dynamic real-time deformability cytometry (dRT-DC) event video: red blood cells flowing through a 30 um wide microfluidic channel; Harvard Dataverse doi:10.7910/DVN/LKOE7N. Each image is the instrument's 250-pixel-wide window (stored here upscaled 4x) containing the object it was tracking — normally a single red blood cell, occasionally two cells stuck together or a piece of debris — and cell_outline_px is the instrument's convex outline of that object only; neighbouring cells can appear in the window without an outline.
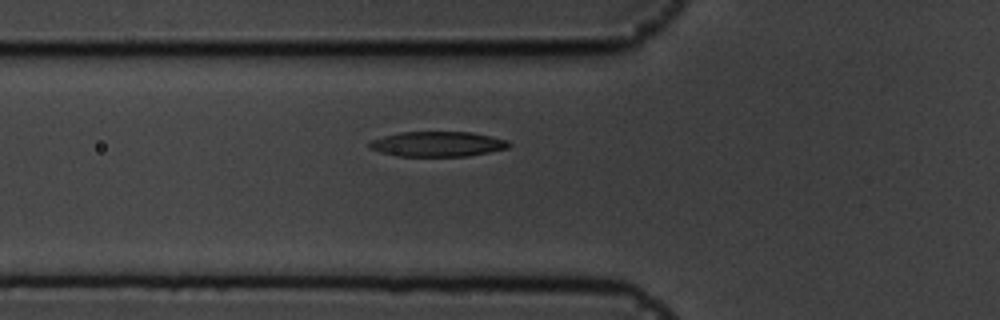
{"species": "common noctule bat (a hibernating species)", "species_latin": "Nyctalus noctula", "temperature_condition": "cold", "stored_images_in_passage": 38, "camera_frame_rate_fps": 3000, "um_per_image_px": 0.085, "animal": {"sex": "male", "body_mass_g": 19.5, "forearm_length_mm": 54.6}, "frame": {"image": 1, "passage_image": 2, "time_ms": 0.333, "image_size_px": [1000, 320], "cell_outline_px": [[512, 144], [508, 148], [468, 156], [400, 156], [380, 152], [368, 148], [368, 144], [372, 140], [384, 136], [400, 132], [472, 132], [492, 136], [508, 140]], "centroid_in_image_um": [37.22, 12.24], "position_along_channel_um": 88.6, "area_um2": 20.4}}
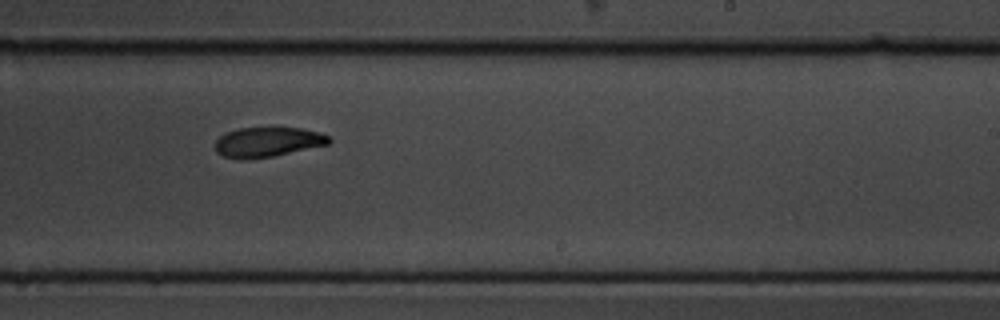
{"frame": {"image": 2, "passage_image": 17, "time_ms": 5.333, "image_size_px": [1000, 320], "cell_outline_px": [[332, 140], [328, 144], [272, 156], [244, 160], [240, 160], [224, 156], [216, 152], [216, 140], [224, 132], [236, 128], [300, 128], [316, 132], [328, 136]], "centroid_in_image_um": [22.68, 12.07], "position_along_channel_um": 266.3, "area_um2": 19.59}}
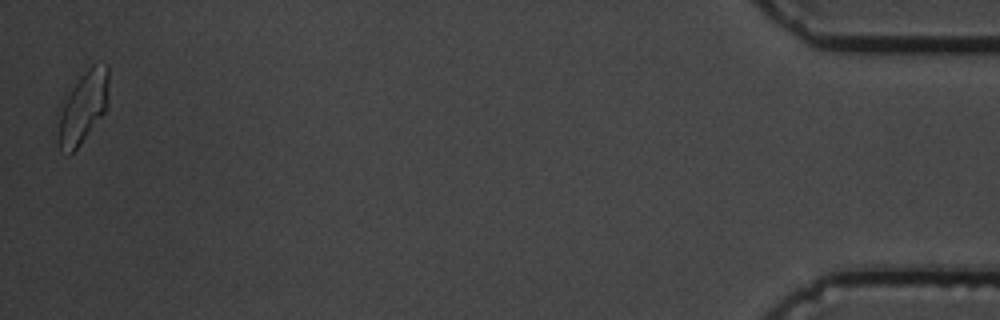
{"frame": {"image": 3, "passage_image": 38, "time_ms": 12.333, "image_size_px": [1000, 320], "cell_outline_px": [[108, 100], [104, 112], [80, 144], [68, 156], [60, 148], [56, 140], [56, 136], [60, 112], [68, 96], [84, 72], [92, 64], [108, 64]], "centroid_in_image_um": [7.06, 9.16], "position_along_channel_um": 428.1, "area_um2": 20.58}}